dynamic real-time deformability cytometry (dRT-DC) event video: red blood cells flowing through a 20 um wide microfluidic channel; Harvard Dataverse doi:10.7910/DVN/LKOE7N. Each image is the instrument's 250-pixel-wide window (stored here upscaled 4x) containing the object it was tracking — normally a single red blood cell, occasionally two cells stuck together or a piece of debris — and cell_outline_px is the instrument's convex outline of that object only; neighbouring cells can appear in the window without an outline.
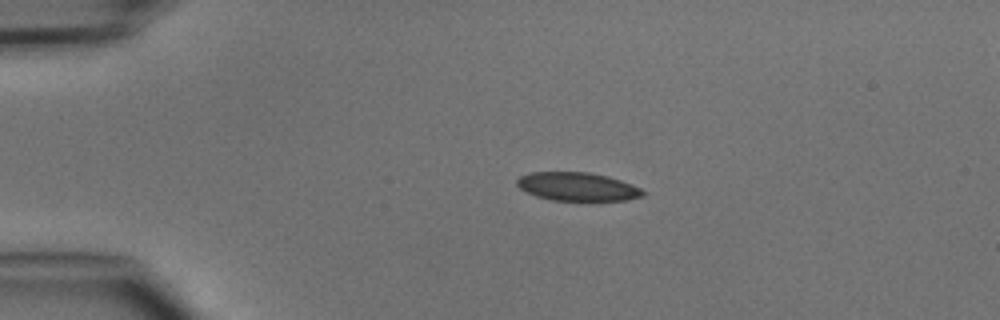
{"species": "common noctule bat (a hibernating species)", "species_latin": "Nyctalus noctula", "temperature_condition": "cold", "stored_images_in_passage": 38, "camera_frame_rate_fps": 3000, "um_per_image_px": 0.085, "animal": {"sex": "male", "body_mass_g": 15.6}, "frame": {"image": 1, "passage_image": 1, "time_ms": 0.0, "image_size_px": [1000, 320], "cell_outline_px": [[648, 192], [644, 196], [624, 200], [552, 200], [536, 196], [520, 188], [516, 184], [516, 180], [520, 176], [532, 172], [588, 172], [608, 176], [632, 184]], "centroid_in_image_um": [49.11, 15.86], "position_along_channel_um": 35.9, "area_um2": 20.81}}
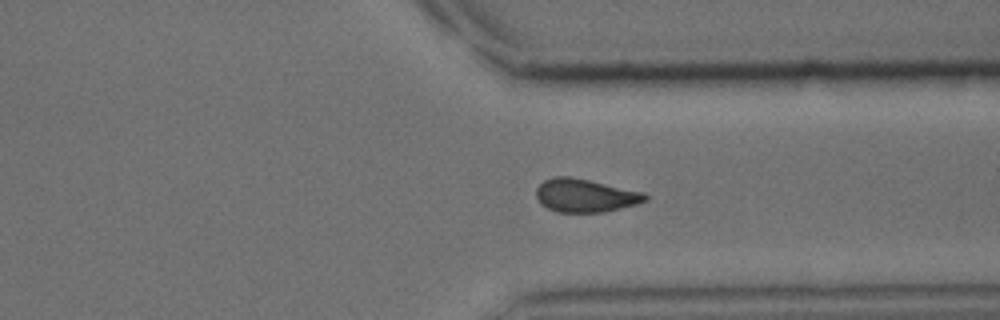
{"frame": {"image": 2, "passage_image": 27, "time_ms": 8.667, "image_size_px": [1000, 320], "cell_outline_px": [[648, 200], [636, 204], [604, 212], [556, 212], [540, 204], [536, 196], [536, 188], [544, 180], [552, 176], [572, 176], [644, 192], [648, 196]], "centroid_in_image_um": [49.72, 16.61], "position_along_channel_um": 361.7, "area_um2": 21.27}}
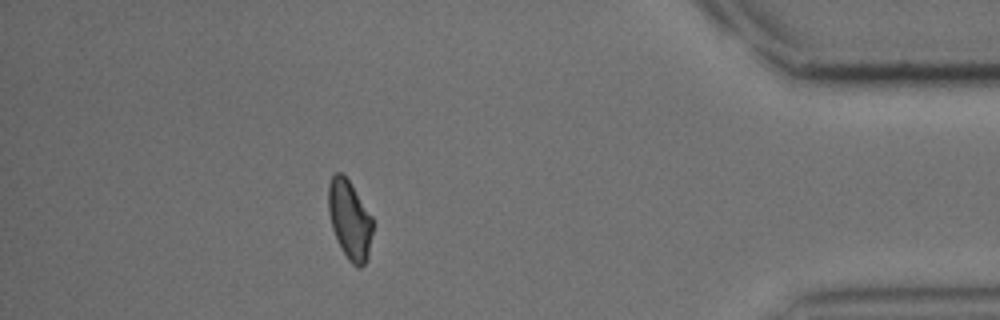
{"frame": {"image": 3, "passage_image": 33, "time_ms": 10.667, "image_size_px": [1000, 320], "cell_outline_px": [[372, 232], [368, 260], [360, 268], [356, 268], [348, 260], [340, 248], [332, 228], [328, 212], [328, 184], [332, 176], [336, 172], [340, 172], [348, 180], [372, 216]], "centroid_in_image_um": [29.71, 18.73], "position_along_channel_um": 405.5, "area_um2": 20.46}}